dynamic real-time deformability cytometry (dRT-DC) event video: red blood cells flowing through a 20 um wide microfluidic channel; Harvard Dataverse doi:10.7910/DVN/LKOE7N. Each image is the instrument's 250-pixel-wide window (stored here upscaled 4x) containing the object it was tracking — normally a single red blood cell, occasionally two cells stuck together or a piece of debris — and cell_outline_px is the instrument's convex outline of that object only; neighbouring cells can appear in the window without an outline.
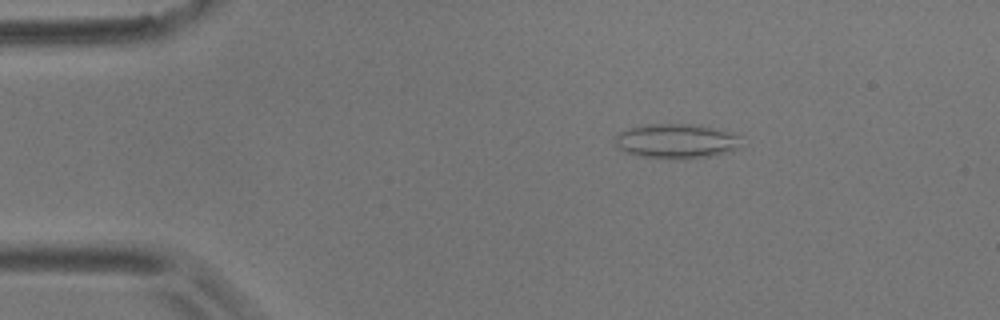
{"species": "common noctule bat (a hibernating species)", "species_latin": "Nyctalus noctula", "temperature_condition": "room temperature", "stored_images_in_passage": 4, "camera_frame_rate_fps": 3000, "um_per_image_px": 0.085, "animal": {"sex": "male", "body_mass_g": 17.9}, "frame": {"image": 1, "passage_image": 2, "time_ms": 0.333, "image_size_px": [1000, 320], "cell_outline_px": [[740, 148], [716, 156], [684, 160], [640, 156], [624, 152], [616, 148], [616, 136], [620, 132], [628, 128], [644, 124], [700, 124], [732, 132], [740, 136]], "centroid_in_image_um": [57.53, 12.0], "position_along_channel_um": 27.5, "area_um2": 26.13}}